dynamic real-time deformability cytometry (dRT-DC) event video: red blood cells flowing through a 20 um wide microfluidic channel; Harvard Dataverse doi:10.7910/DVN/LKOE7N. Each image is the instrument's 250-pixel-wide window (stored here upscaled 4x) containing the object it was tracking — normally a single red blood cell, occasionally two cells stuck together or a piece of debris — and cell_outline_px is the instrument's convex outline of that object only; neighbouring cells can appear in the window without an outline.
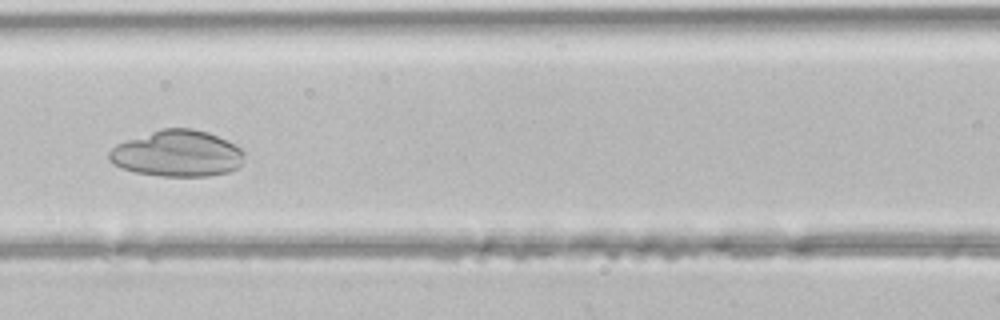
{"species": "common noctule bat (a hibernating species)", "species_latin": "Nyctalus noctula", "temperature_condition": "room temperature", "stored_images_in_passage": 35, "camera_frame_rate_fps": 3000, "um_per_image_px": 0.085, "animal": {"sex": "male", "body_mass_g": 21.5, "forearm_length_mm": 52.0}, "frame": {"image": 1, "passage_image": 9, "time_ms": 2.667, "image_size_px": [1000, 320], "cell_outline_px": [[244, 156], [240, 164], [236, 168], [228, 172], [208, 176], [160, 176], [136, 172], [120, 168], [112, 164], [108, 160], [108, 152], [116, 144], [164, 128], [192, 128], [208, 132], [240, 148], [244, 152]], "centroid_in_image_um": [15.03, 13.07], "position_along_channel_um": 151.6, "area_um2": 36.18}}
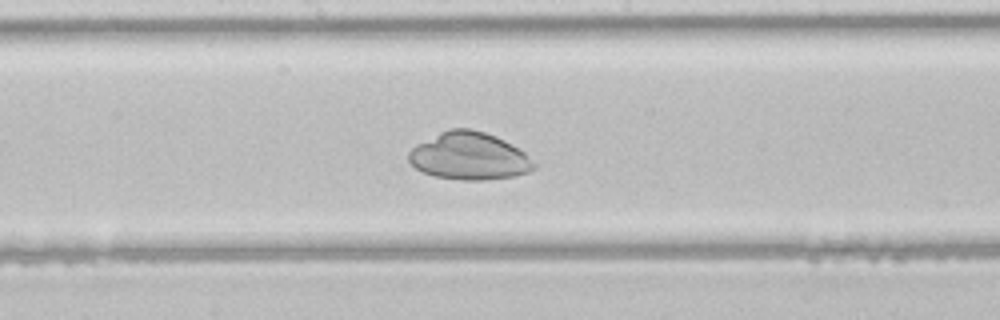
{"frame": {"image": 2, "passage_image": 13, "time_ms": 4.0, "image_size_px": [1000, 320], "cell_outline_px": [[536, 168], [528, 172], [516, 176], [484, 180], [460, 180], [432, 176], [416, 168], [408, 160], [408, 152], [416, 144], [448, 128], [468, 128], [484, 132], [496, 136], [504, 140], [524, 152], [536, 164]], "centroid_in_image_um": [39.87, 13.28], "position_along_channel_um": 208.3, "area_um2": 34.74}}
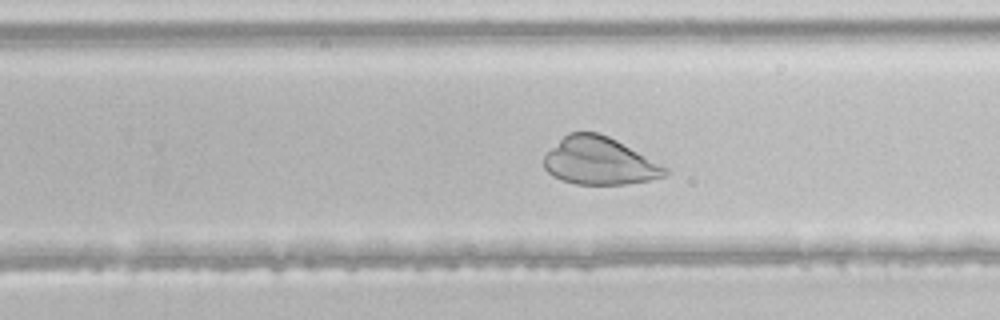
{"frame": {"image": 3, "passage_image": 18, "time_ms": 5.667, "image_size_px": [1000, 320], "cell_outline_px": [[668, 172], [664, 176], [648, 180], [624, 184], [576, 184], [560, 180], [552, 176], [544, 168], [544, 156], [568, 132], [596, 132], [608, 136], [616, 140], [668, 168]], "centroid_in_image_um": [50.92, 13.7], "position_along_channel_um": 278.9, "area_um2": 33.12}}